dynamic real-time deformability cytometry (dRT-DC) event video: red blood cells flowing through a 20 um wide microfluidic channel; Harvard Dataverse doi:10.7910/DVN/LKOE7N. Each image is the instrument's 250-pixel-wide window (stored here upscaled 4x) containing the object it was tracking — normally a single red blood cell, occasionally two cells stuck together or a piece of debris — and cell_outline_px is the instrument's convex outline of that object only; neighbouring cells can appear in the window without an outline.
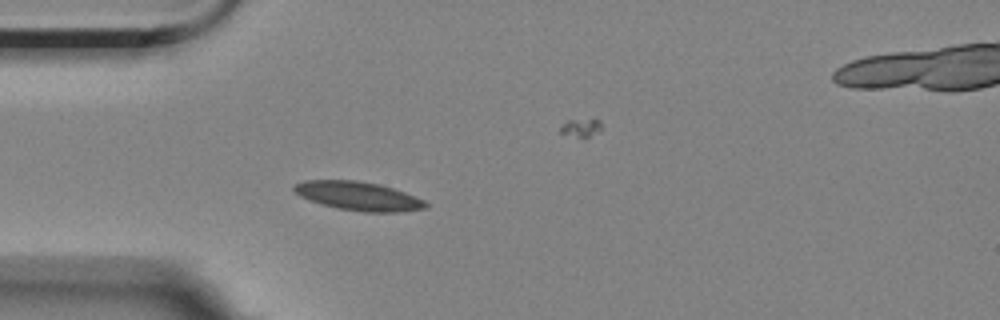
{"species": "Egyptian fruit bat (a non-hibernating species)", "species_latin": "Rousettus aegyptiacus", "temperature_condition": "room temperature", "stored_images_in_passage": 5, "camera_frame_rate_fps": 3000, "um_per_image_px": 0.085, "animal": {"sex": "female"}, "frame": {"image": 1, "passage_image": 4, "time_ms": 3.333, "image_size_px": [1000, 320], "cell_outline_px": [[428, 208], [400, 212], [364, 212], [336, 208], [320, 204], [308, 200], [300, 196], [292, 188], [296, 184], [304, 180], [356, 180], [380, 184], [404, 192], [424, 200], [428, 204]], "centroid_in_image_um": [30.46, 16.67], "position_along_channel_um": 54.5, "area_um2": 22.14}}